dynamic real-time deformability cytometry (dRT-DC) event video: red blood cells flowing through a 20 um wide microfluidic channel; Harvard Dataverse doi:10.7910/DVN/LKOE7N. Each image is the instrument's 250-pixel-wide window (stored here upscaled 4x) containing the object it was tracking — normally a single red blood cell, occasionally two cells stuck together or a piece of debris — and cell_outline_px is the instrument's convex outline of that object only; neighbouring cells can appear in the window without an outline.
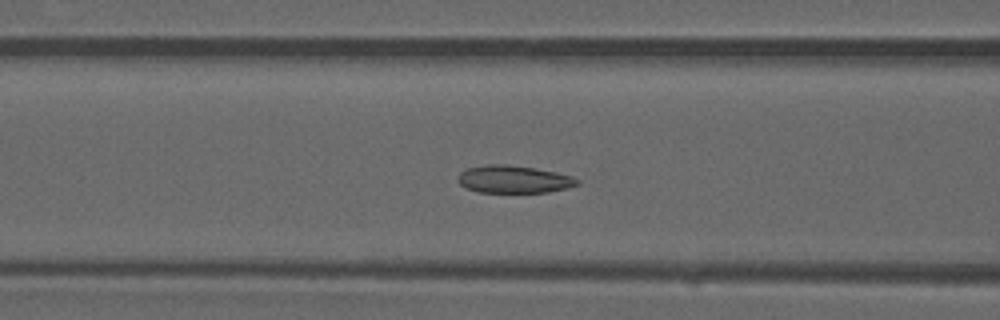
{"species": "common noctule bat (a hibernating species)", "species_latin": "Nyctalus noctula", "temperature_condition": "warm", "stored_images_in_passage": 36, "camera_frame_rate_fps": 3000, "um_per_image_px": 0.085, "animal": {"sex": "male", "forearm_length_mm": 52.5}, "frame": {"image": 1, "passage_image": 5, "time_ms": 1.333, "image_size_px": [1000, 320], "cell_outline_px": [[580, 184], [568, 188], [548, 192], [476, 192], [460, 184], [456, 180], [460, 172], [468, 168], [484, 164], [508, 164], [556, 172], [572, 176], [580, 180]], "centroid_in_image_um": [43.67, 15.24], "position_along_channel_um": 122.9, "area_um2": 19.25}}
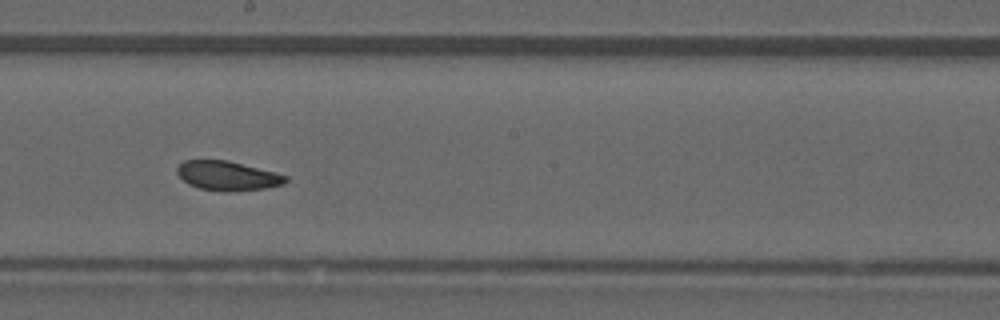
{"frame": {"image": 2, "passage_image": 13, "time_ms": 4.0, "image_size_px": [1000, 320], "cell_outline_px": [[288, 180], [284, 184], [264, 188], [236, 192], [228, 192], [200, 188], [188, 184], [176, 172], [176, 168], [184, 160], [228, 160], [276, 172], [288, 176]], "centroid_in_image_um": [19.36, 14.94], "position_along_channel_um": 228.8, "area_um2": 18.67}}
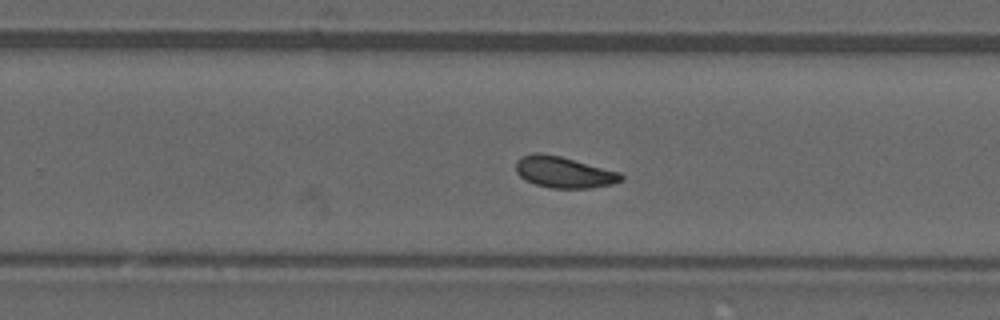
{"frame": {"image": 3, "passage_image": 17, "time_ms": 5.333, "image_size_px": [1000, 320], "cell_outline_px": [[624, 180], [612, 184], [588, 188], [552, 188], [536, 184], [524, 180], [516, 172], [516, 160], [520, 156], [532, 152], [540, 152], [560, 156], [620, 172], [624, 176]], "centroid_in_image_um": [47.9, 14.62], "position_along_channel_um": 281.9, "area_um2": 19.31}, "authors_computed_cell_mechanics": {"area_um2": 18.8428, "velocity_mm_per_s": 3.9871, "shape_relaxation_time_tau1_ms": 8.3168, "shape_relaxation_time_tau2_ms": 4.4063, "deformation_change_tau1": 0.1304, "deformation_change_tau2": 0.0968}}